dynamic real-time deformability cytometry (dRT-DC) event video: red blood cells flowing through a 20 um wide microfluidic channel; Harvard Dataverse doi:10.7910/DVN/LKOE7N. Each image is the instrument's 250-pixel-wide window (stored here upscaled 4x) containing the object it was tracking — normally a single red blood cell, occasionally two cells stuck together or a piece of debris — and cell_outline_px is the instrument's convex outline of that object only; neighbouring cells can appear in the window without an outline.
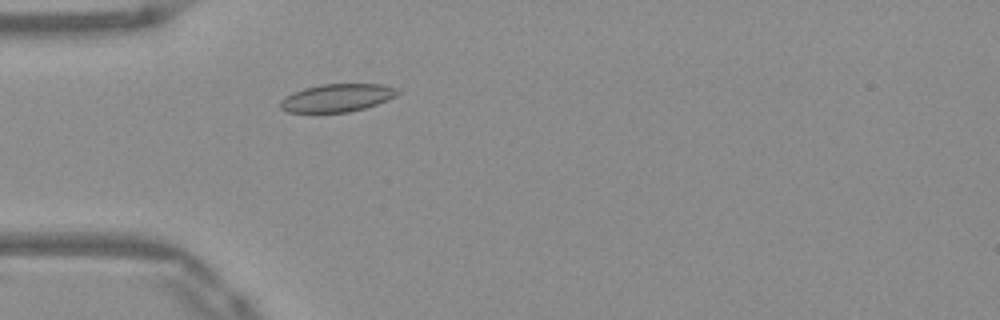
{"species": "Egyptian fruit bat (a non-hibernating species)", "species_latin": "Rousettus aegyptiacus", "temperature_condition": "warm", "stored_images_in_passage": 41, "camera_frame_rate_fps": 3000, "um_per_image_px": 0.085, "frame": {"image": 1, "passage_image": 5, "time_ms": 1.333, "image_size_px": [1000, 320], "cell_outline_px": [[400, 92], [396, 96], [376, 104], [364, 108], [348, 112], [288, 112], [280, 108], [280, 100], [284, 96], [292, 92], [304, 88], [320, 84], [384, 84], [396, 88]], "centroid_in_image_um": [28.63, 8.31], "position_along_channel_um": 56.4, "area_um2": 19.07}}
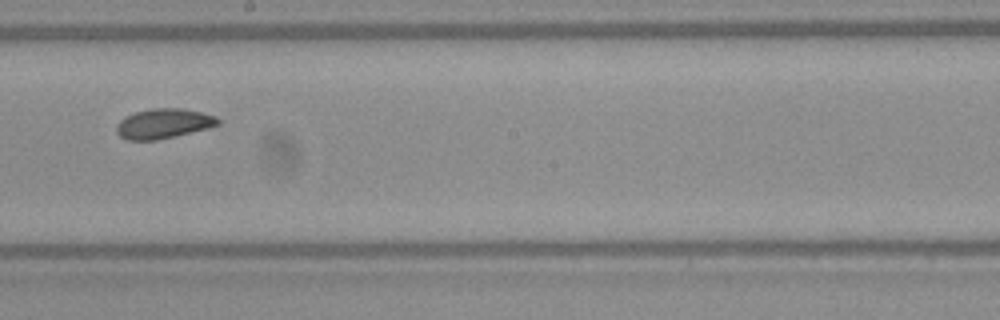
{"frame": {"image": 2, "passage_image": 19, "time_ms": 6.0, "image_size_px": [1000, 320], "cell_outline_px": [[220, 124], [208, 128], [156, 140], [128, 140], [120, 136], [116, 132], [116, 128], [120, 120], [136, 112], [152, 108], [184, 108], [216, 116], [220, 120]], "centroid_in_image_um": [13.92, 10.5], "position_along_channel_um": 234.3, "area_um2": 17.46}}
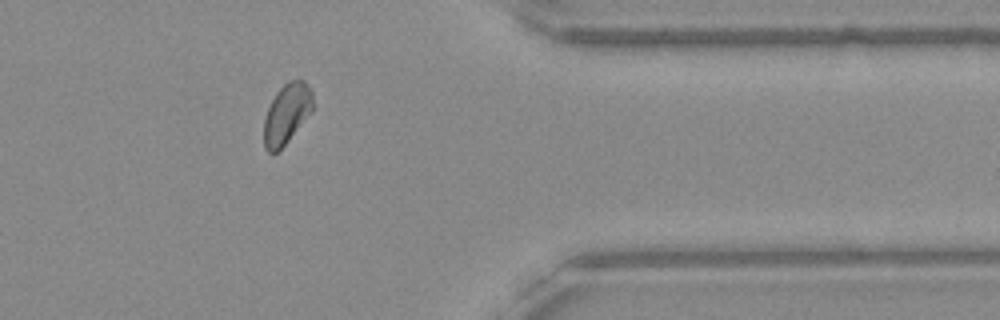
{"frame": {"image": 3, "passage_image": 32, "time_ms": 10.333, "image_size_px": [1000, 320], "cell_outline_px": [[312, 112], [288, 140], [272, 156], [264, 148], [264, 120], [268, 108], [276, 92], [284, 84], [292, 80], [304, 80], [308, 84], [312, 92]], "centroid_in_image_um": [24.36, 9.68], "position_along_channel_um": 387.0, "area_um2": 16.99}, "authors_computed_cell_mechanics": {"area_um2": 17.5134, "velocity_mm_per_s": 3.9065, "shape_relaxation_time_tau1_ms": null, "shape_relaxation_time_tau2_ms": 1.2695, "deformation_change_tau1": null, "deformation_change_tau2": 0.0439}}